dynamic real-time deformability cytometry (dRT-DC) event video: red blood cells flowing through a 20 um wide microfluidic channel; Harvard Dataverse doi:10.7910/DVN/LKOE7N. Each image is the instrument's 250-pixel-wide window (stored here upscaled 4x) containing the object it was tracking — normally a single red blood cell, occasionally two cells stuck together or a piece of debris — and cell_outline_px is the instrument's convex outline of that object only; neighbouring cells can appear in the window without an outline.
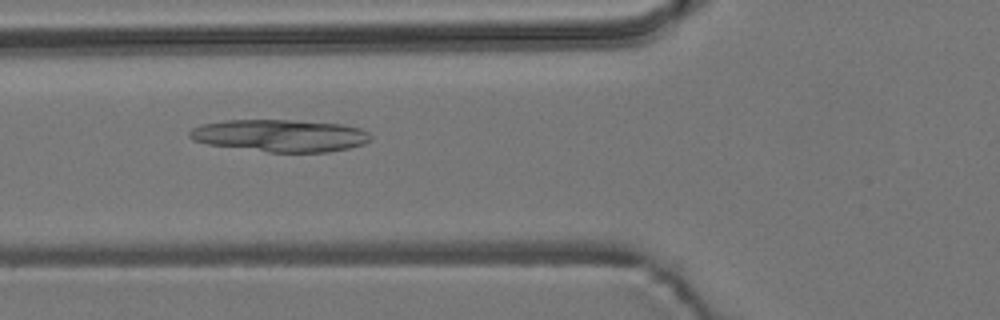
{"species": "common noctule bat (a hibernating species)", "species_latin": "Nyctalus noctula", "temperature_condition": "room temperature", "stored_images_in_passage": 6, "camera_frame_rate_fps": 3000, "um_per_image_px": 0.085, "animal": {"sex": "male", "body_mass_g": 19.2, "forearm_length_mm": 51.8}, "frame": {"image": 1, "passage_image": 2, "time_ms": 1.0, "image_size_px": [1000, 320], "cell_outline_px": [[372, 140], [364, 144], [348, 148], [328, 152], [268, 152], [208, 144], [192, 140], [188, 136], [188, 132], [192, 128], [200, 124], [224, 120], [292, 120], [344, 124], [360, 128], [368, 132], [372, 136]], "centroid_in_image_um": [23.82, 11.52], "position_along_channel_um": 102.0, "area_um2": 34.28}}
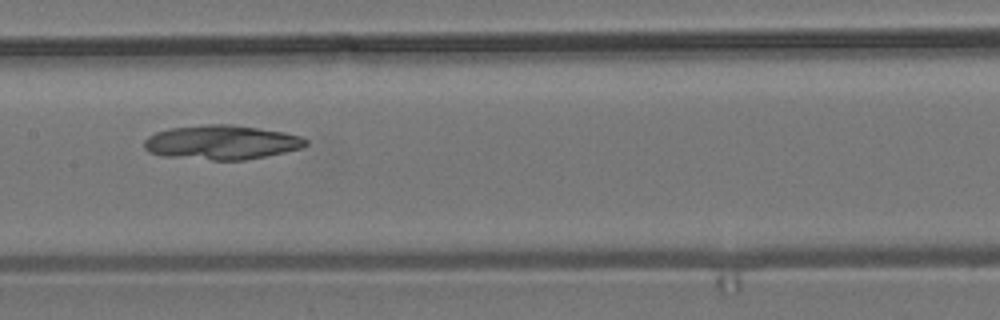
{"frame": {"image": 2, "passage_image": 4, "time_ms": 3.333, "image_size_px": [1000, 320], "cell_outline_px": [[308, 144], [300, 148], [284, 152], [244, 160], [212, 160], [160, 156], [148, 152], [144, 148], [144, 140], [148, 136], [156, 132], [168, 128], [208, 124], [228, 124], [284, 132], [300, 136], [308, 140]], "centroid_in_image_um": [18.78, 12.1], "position_along_channel_um": 188.6, "area_um2": 32.31}}
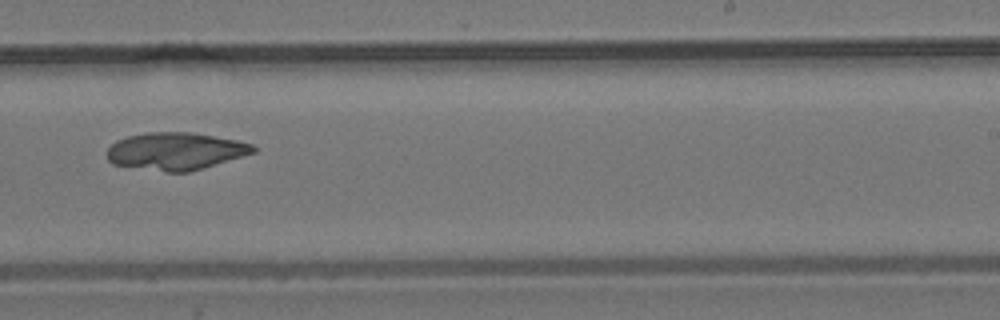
{"frame": {"image": 3, "passage_image": 6, "time_ms": 5.667, "image_size_px": [1000, 320], "cell_outline_px": [[256, 152], [188, 172], [168, 172], [112, 164], [108, 160], [108, 148], [116, 140], [128, 136], [148, 132], [192, 132], [236, 140], [252, 144], [256, 148]], "centroid_in_image_um": [14.92, 12.84], "position_along_channel_um": 274.1, "area_um2": 31.62}}